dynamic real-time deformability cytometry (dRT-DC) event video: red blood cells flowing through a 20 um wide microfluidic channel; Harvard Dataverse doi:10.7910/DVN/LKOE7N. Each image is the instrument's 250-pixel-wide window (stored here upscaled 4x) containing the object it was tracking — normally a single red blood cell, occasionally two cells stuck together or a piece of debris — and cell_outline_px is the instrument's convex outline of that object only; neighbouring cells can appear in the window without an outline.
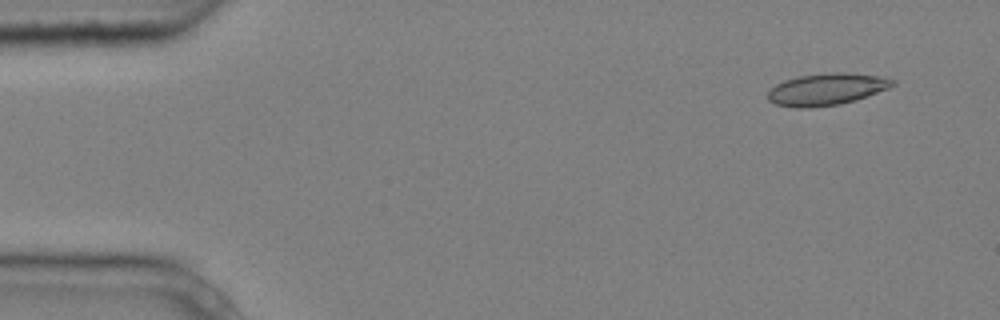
{"species": "common noctule bat (a hibernating species)", "species_latin": "Nyctalus noctula", "temperature_condition": "cold", "stored_images_in_passage": 5, "camera_frame_rate_fps": 3000, "um_per_image_px": 0.085, "animal": {"sex": "male", "body_mass_g": 20.4}, "frame": {"image": 1, "passage_image": 2, "time_ms": 0.333, "image_size_px": [1000, 320], "cell_outline_px": [[896, 84], [888, 88], [856, 100], [840, 104], [808, 108], [796, 108], [776, 104], [768, 100], [768, 92], [776, 84], [784, 80], [800, 76], [836, 72], [844, 72], [876, 76], [896, 80]], "centroid_in_image_um": [70.25, 7.59], "position_along_channel_um": 14.8, "area_um2": 22.95}}
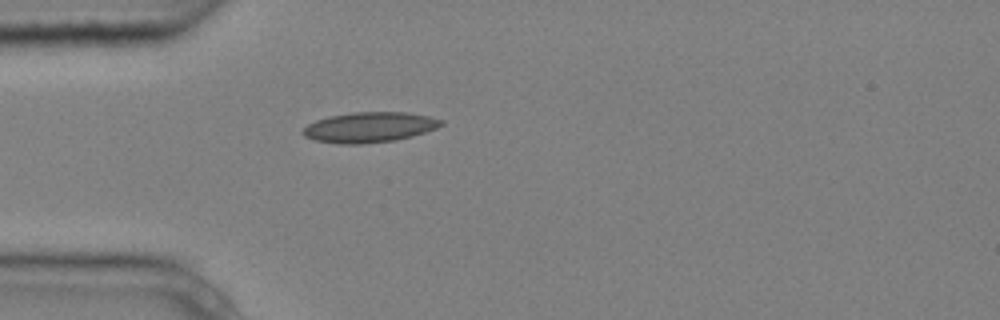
{"frame": {"image": 2, "passage_image": 5, "time_ms": 1.333, "image_size_px": [1000, 320], "cell_outline_px": [[444, 124], [436, 128], [412, 136], [396, 140], [360, 144], [336, 144], [316, 140], [304, 136], [300, 132], [308, 124], [316, 120], [328, 116], [352, 112], [408, 112], [428, 116], [444, 120]], "centroid_in_image_um": [31.39, 10.81], "position_along_channel_um": 53.6, "area_um2": 24.51}}